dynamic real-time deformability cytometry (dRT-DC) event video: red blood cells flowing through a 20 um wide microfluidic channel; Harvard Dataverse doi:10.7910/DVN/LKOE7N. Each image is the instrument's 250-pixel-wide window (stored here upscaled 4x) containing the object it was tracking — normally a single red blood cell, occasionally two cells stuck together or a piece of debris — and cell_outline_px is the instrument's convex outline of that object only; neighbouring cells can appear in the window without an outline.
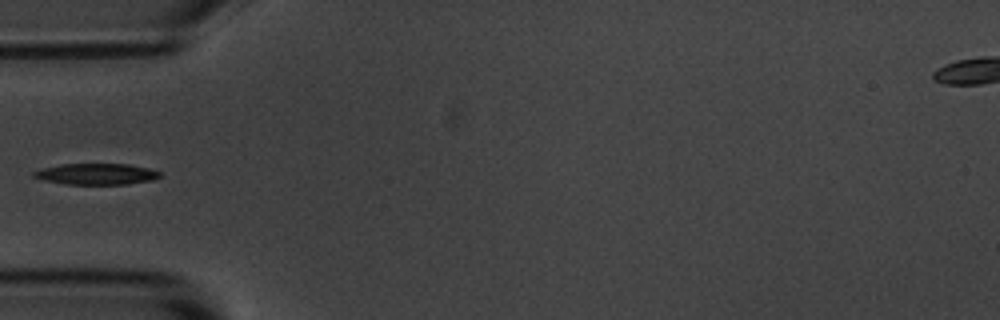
{"species": "common noctule bat (a hibernating species)", "species_latin": "Nyctalus noctula", "temperature_condition": "room temperature", "stored_images_in_passage": 2, "camera_frame_rate_fps": 3000, "um_per_image_px": 0.085, "animal": {"sex": "male", "body_mass_g": 20.1, "forearm_length_mm": 53.5}, "frame": {"image": 1, "passage_image": 1, "time_ms": 0.0, "image_size_px": [1000, 320], "cell_outline_px": [[160, 176], [152, 180], [128, 184], [68, 184], [44, 180], [32, 176], [32, 172], [44, 168], [60, 164], [128, 164], [148, 168], [160, 172]], "centroid_in_image_um": [8.19, 14.79], "position_along_channel_um": 76.8, "area_um2": 15.37}}